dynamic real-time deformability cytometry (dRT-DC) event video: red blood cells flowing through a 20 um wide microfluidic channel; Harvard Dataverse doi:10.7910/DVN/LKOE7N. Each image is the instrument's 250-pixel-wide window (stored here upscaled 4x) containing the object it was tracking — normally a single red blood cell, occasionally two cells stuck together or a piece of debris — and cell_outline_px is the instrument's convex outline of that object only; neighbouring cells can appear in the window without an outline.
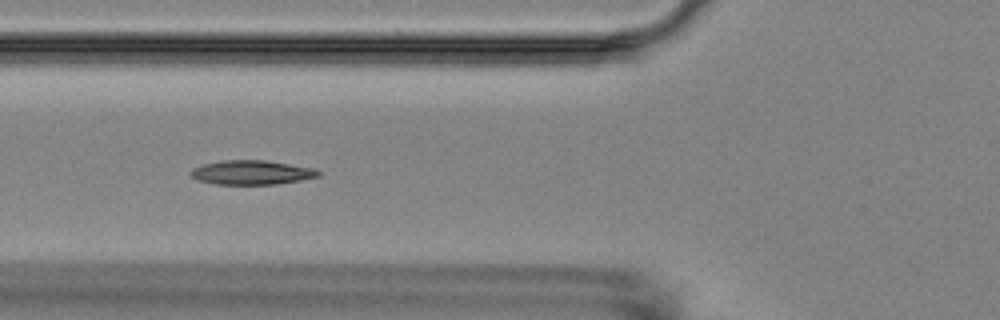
{"species": "Egyptian fruit bat (a non-hibernating species)", "species_latin": "Rousettus aegyptiacus", "temperature_condition": "room temperature", "stored_images_in_passage": 16, "camera_frame_rate_fps": 3000, "um_per_image_px": 0.085, "animal": {"sex": "female"}, "frame": {"image": 1, "passage_image": 6, "time_ms": 6.0, "image_size_px": [1000, 320], "cell_outline_px": [[320, 176], [300, 180], [276, 184], [216, 184], [196, 180], [188, 172], [192, 168], [204, 164], [220, 160], [264, 160], [316, 168], [320, 172]], "centroid_in_image_um": [21.37, 14.65], "position_along_channel_um": 104.4, "area_um2": 18.09}}
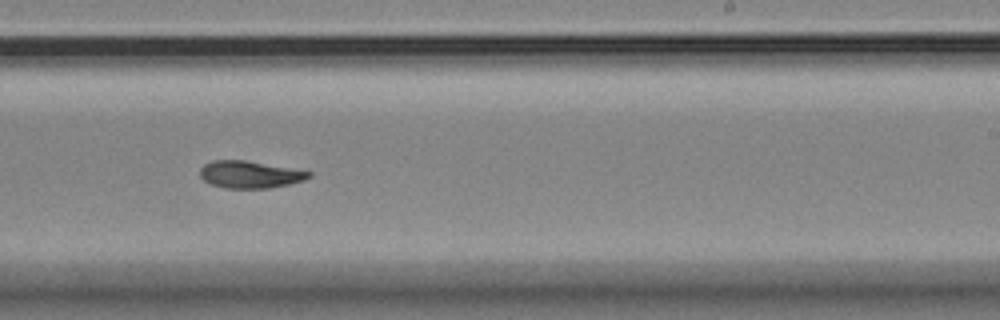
{"frame": {"image": 2, "passage_image": 10, "time_ms": 10.667, "image_size_px": [1000, 320], "cell_outline_px": [[312, 176], [304, 180], [288, 184], [268, 188], [224, 188], [212, 184], [204, 180], [200, 176], [200, 168], [204, 164], [212, 160], [244, 160], [312, 172]], "centroid_in_image_um": [21.21, 14.83], "position_along_channel_um": 267.8, "area_um2": 17.05}}
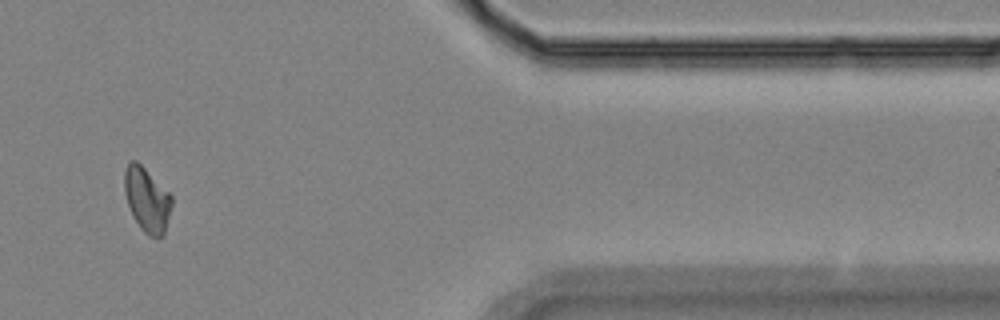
{"frame": {"image": 3, "passage_image": 14, "time_ms": 15.333, "image_size_px": [1000, 320], "cell_outline_px": [[172, 204], [164, 236], [148, 236], [140, 228], [128, 204], [124, 192], [124, 168], [128, 160], [136, 160], [172, 196]], "centroid_in_image_um": [12.48, 16.95], "position_along_channel_um": 398.9, "area_um2": 17.57}, "authors_computed_cell_mechanics": {"area_um2": 17.5134, "velocity_mm_per_s": 3.5032, "shape_relaxation_time_tau1_ms": null, "shape_relaxation_time_tau2_ms": 3.3953, "deformation_change_tau1": null, "deformation_change_tau2": 0.0598}}